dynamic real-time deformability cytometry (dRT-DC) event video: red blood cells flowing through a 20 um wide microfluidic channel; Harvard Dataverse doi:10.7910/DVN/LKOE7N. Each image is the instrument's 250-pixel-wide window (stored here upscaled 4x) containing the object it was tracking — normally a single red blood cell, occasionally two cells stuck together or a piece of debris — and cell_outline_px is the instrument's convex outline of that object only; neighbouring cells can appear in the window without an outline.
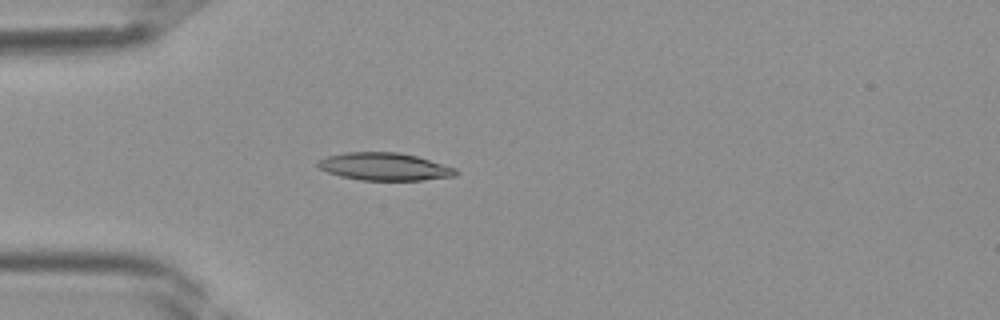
{"species": "Egyptian fruit bat (a non-hibernating species)", "species_latin": "Rousettus aegyptiacus", "temperature_condition": "room temperature", "stored_images_in_passage": 35, "camera_frame_rate_fps": 3000, "um_per_image_px": 0.085, "frame": {"image": 1, "passage_image": 7, "time_ms": 2.0, "image_size_px": [1000, 320], "cell_outline_px": [[456, 176], [424, 180], [360, 180], [340, 176], [328, 172], [320, 168], [316, 164], [316, 160], [328, 156], [344, 152], [400, 152], [416, 156], [456, 168]], "centroid_in_image_um": [32.65, 14.16], "position_along_channel_um": 52.3, "area_um2": 22.2}}
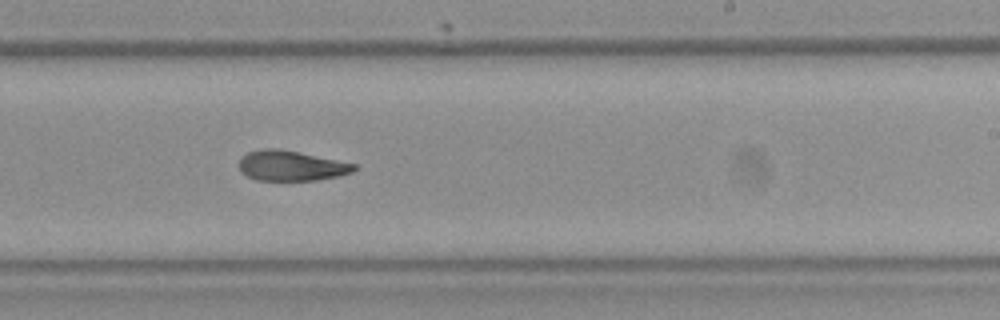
{"frame": {"image": 2, "passage_image": 20, "time_ms": 6.333, "image_size_px": [1000, 320], "cell_outline_px": [[356, 168], [352, 172], [340, 176], [316, 180], [256, 180], [240, 172], [240, 156], [248, 152], [264, 148], [280, 148], [300, 152], [356, 164]], "centroid_in_image_um": [24.73, 14.08], "position_along_channel_um": 264.3, "area_um2": 20.29}}
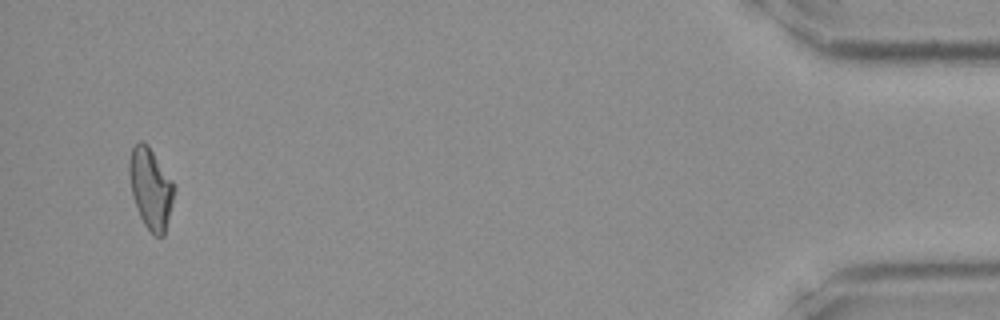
{"frame": {"image": 3, "passage_image": 34, "time_ms": 11.0, "image_size_px": [1000, 320], "cell_outline_px": [[176, 188], [164, 236], [156, 236], [144, 224], [136, 208], [132, 196], [128, 172], [128, 160], [132, 148], [140, 140], [144, 140], [148, 144], [176, 184]], "centroid_in_image_um": [12.81, 15.96], "position_along_channel_um": 422.4, "area_um2": 21.5}}